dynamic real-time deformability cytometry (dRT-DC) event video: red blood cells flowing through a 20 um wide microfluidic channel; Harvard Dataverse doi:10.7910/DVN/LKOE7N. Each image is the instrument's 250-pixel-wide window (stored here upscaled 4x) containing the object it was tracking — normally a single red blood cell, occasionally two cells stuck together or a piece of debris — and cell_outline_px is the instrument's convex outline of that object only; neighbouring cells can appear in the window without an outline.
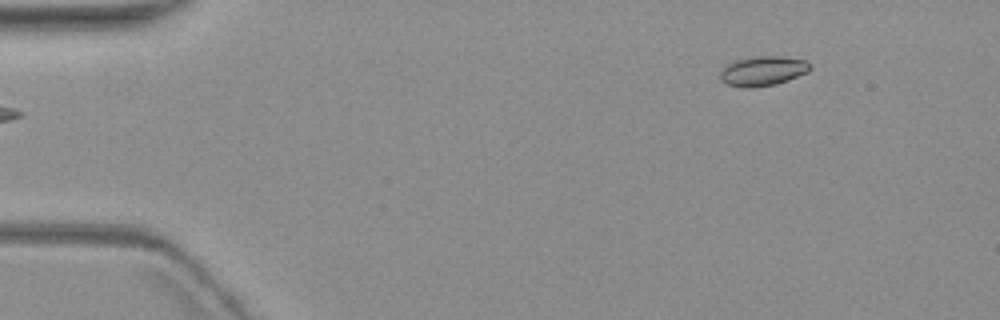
{"species": "common noctule bat (a hibernating species)", "species_latin": "Nyctalus noctula", "temperature_condition": "warm", "stored_images_in_passage": 2, "camera_frame_rate_fps": 3000, "um_per_image_px": 0.085, "animal": {"sex": "female", "body_mass_g": 19.3, "forearm_length_mm": 54.1}, "frame": {"image": 1, "passage_image": 2, "time_ms": 1.0, "image_size_px": [1000, 320], "cell_outline_px": [[812, 68], [808, 72], [788, 80], [776, 84], [752, 88], [744, 88], [724, 84], [720, 80], [720, 72], [728, 64], [736, 60], [756, 56], [780, 56], [808, 60]], "centroid_in_image_um": [64.86, 6.04], "position_along_channel_um": 20.1, "area_um2": 15.72}}